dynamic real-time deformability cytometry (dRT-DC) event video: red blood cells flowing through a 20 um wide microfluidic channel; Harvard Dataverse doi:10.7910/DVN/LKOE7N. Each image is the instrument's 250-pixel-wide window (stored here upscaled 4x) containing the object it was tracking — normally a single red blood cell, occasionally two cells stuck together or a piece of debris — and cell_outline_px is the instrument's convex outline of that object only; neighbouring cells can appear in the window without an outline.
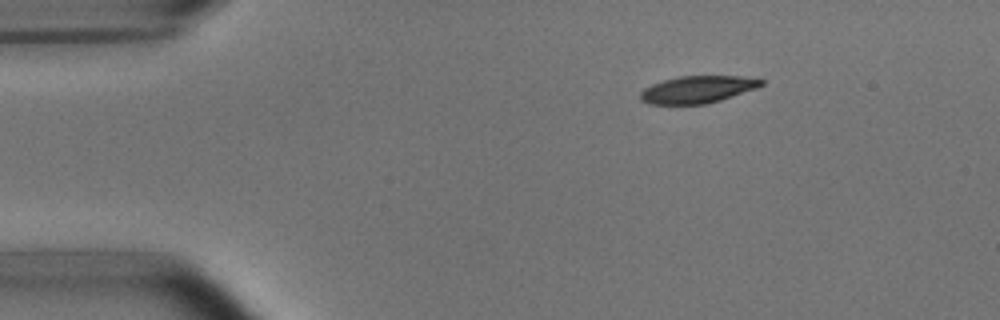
{"species": "common noctule bat (a hibernating species)", "species_latin": "Nyctalus noctula", "temperature_condition": "room temperature", "stored_images_in_passage": 3, "camera_frame_rate_fps": 3000, "um_per_image_px": 0.085, "animal": {"sex": "male", "body_mass_g": 15.6}, "frame": {"image": 1, "passage_image": 1, "time_ms": 0.0, "image_size_px": [1000, 320], "cell_outline_px": [[764, 84], [756, 88], [720, 100], [704, 104], [648, 104], [640, 100], [640, 92], [644, 88], [652, 84], [664, 80], [680, 76], [740, 76], [764, 80]], "centroid_in_image_um": [59.26, 7.6], "position_along_channel_um": 25.7, "area_um2": 19.02}}
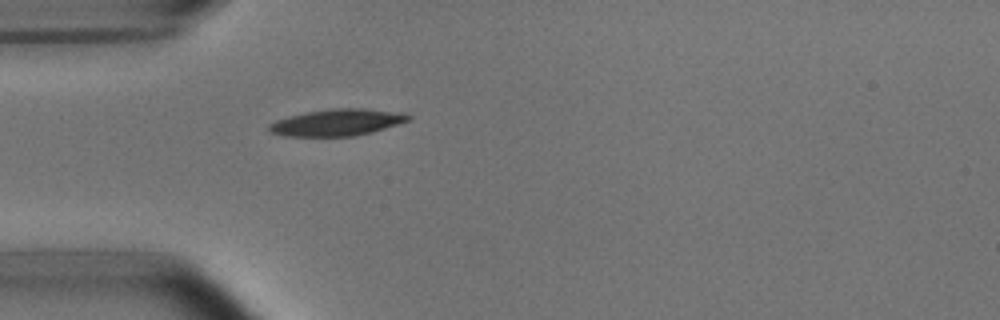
{"frame": {"image": 2, "passage_image": 3, "time_ms": 0.667, "image_size_px": [1000, 320], "cell_outline_px": [[412, 120], [372, 132], [356, 136], [284, 136], [272, 132], [268, 128], [268, 124], [276, 120], [288, 116], [308, 112], [332, 108], [364, 108], [404, 112], [412, 116]], "centroid_in_image_um": [28.72, 10.4], "position_along_channel_um": 56.3, "area_um2": 21.85}}